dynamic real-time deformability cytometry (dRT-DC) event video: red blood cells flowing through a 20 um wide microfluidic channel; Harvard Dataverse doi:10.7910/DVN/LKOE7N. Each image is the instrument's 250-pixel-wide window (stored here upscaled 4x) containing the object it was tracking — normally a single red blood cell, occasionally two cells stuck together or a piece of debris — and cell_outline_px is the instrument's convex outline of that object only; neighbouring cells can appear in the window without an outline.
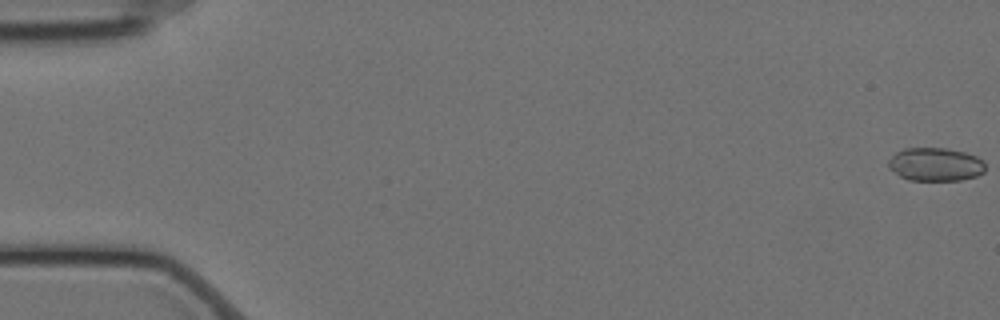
{"species": "Egyptian fruit bat (a non-hibernating species)", "species_latin": "Rousettus aegyptiacus", "temperature_condition": "cold", "stored_images_in_passage": 58, "camera_frame_rate_fps": 3000, "um_per_image_px": 0.085, "animal": {"sex": "female"}, "frame": {"image": 1, "passage_image": 1, "time_ms": 0.0, "image_size_px": [1000, 320], "cell_outline_px": [[984, 172], [976, 176], [960, 180], [908, 180], [900, 176], [888, 168], [888, 160], [896, 152], [904, 148], [948, 148], [964, 152], [976, 156], [984, 160]], "centroid_in_image_um": [79.5, 13.97], "position_along_channel_um": 5.5, "area_um2": 18.9}}
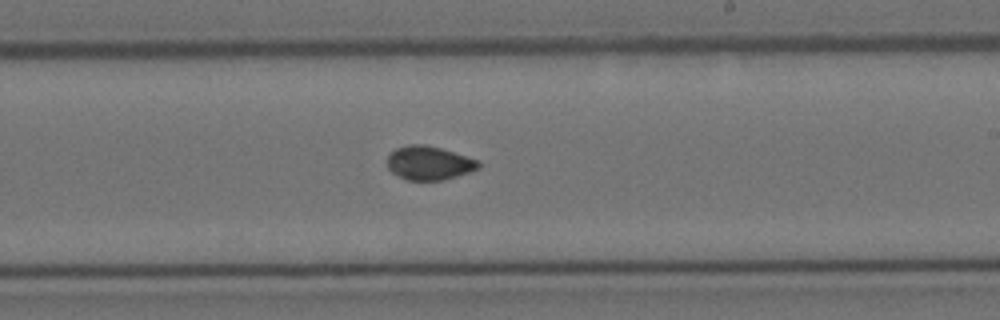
{"frame": {"image": 2, "passage_image": 35, "time_ms": 11.333, "image_size_px": [1000, 320], "cell_outline_px": [[480, 168], [444, 180], [404, 180], [392, 172], [388, 168], [388, 152], [396, 148], [408, 144], [424, 144], [440, 148], [480, 160]], "centroid_in_image_um": [36.45, 13.85], "position_along_channel_um": 252.5, "area_um2": 18.09}}
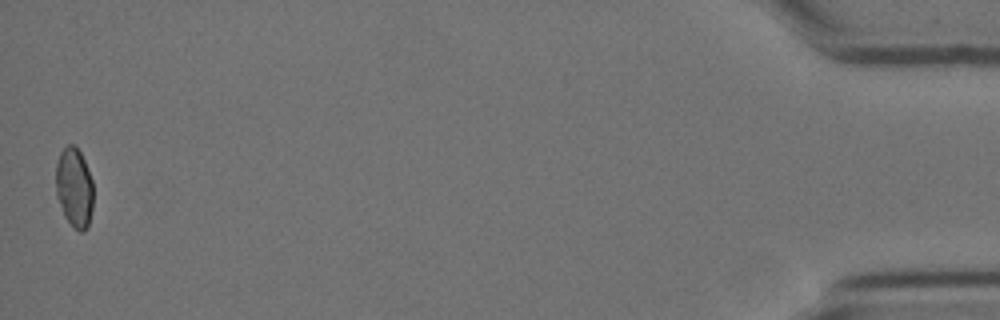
{"frame": {"image": 3, "passage_image": 58, "time_ms": 19.0, "image_size_px": [1000, 320], "cell_outline_px": [[92, 208], [88, 228], [84, 232], [80, 232], [64, 216], [56, 196], [56, 164], [60, 152], [68, 144], [72, 144], [80, 152], [84, 160], [92, 180]], "centroid_in_image_um": [6.3, 15.95], "position_along_channel_um": 428.9, "area_um2": 17.28}, "authors_computed_cell_mechanics": {"area_um2": 18.2937, "velocity_mm_per_s": 3.5141, "shape_relaxation_time_tau1_ms": null, "shape_relaxation_time_tau2_ms": 2.0685, "deformation_change_tau1": null, "deformation_change_tau2": 0.0414}}